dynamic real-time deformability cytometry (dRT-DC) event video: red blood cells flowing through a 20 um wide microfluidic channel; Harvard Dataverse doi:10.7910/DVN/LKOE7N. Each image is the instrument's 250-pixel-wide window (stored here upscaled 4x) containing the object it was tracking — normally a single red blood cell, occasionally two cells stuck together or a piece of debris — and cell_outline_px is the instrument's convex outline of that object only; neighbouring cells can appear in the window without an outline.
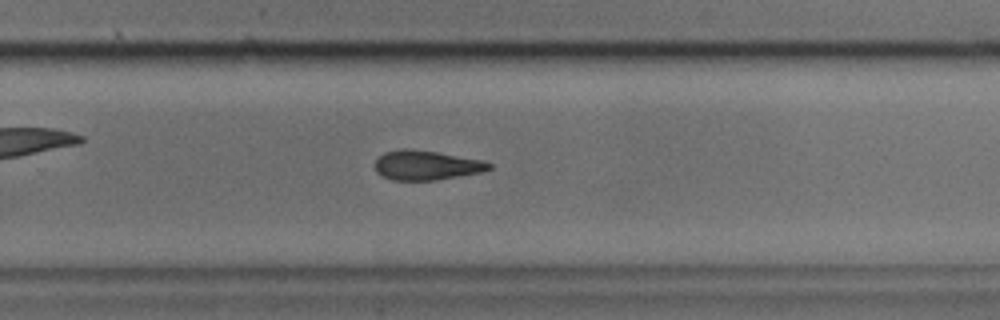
{"species": "common noctule bat (a hibernating species)", "species_latin": "Nyctalus noctula", "temperature_condition": "cold", "stored_images_in_passage": 25, "camera_frame_rate_fps": 3000, "um_per_image_px": 0.085, "animal": {"sex": "male", "body_mass_g": 17.9, "forearm_length_mm": 54.2}, "frame": {"image": 1, "passage_image": 17, "time_ms": 5.333, "image_size_px": [1000, 320], "cell_outline_px": [[492, 168], [480, 172], [436, 180], [392, 180], [376, 172], [376, 160], [384, 152], [400, 148], [408, 148], [436, 152], [484, 160], [492, 164]], "centroid_in_image_um": [36.24, 14.03], "position_along_channel_um": 293.6, "area_um2": 19.54}}
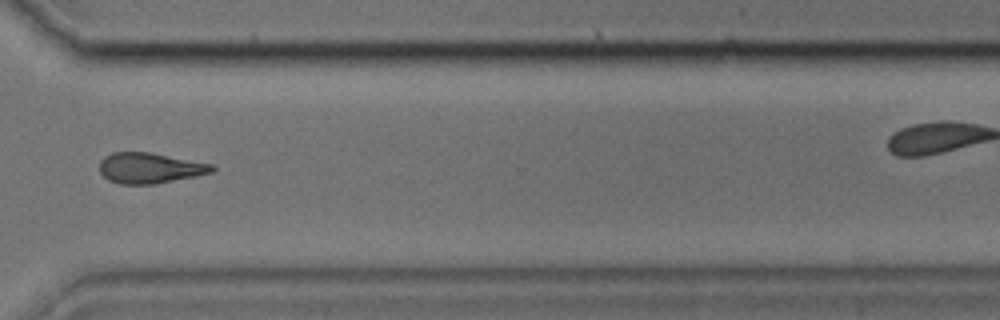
{"frame": {"image": 2, "passage_image": 21, "time_ms": 6.667, "image_size_px": [1000, 320], "cell_outline_px": [[216, 168], [212, 172], [196, 176], [152, 184], [120, 184], [108, 180], [100, 172], [100, 160], [104, 156], [112, 152], [148, 152], [212, 164]], "centroid_in_image_um": [12.7, 14.28], "position_along_channel_um": 357.9, "area_um2": 19.88}}